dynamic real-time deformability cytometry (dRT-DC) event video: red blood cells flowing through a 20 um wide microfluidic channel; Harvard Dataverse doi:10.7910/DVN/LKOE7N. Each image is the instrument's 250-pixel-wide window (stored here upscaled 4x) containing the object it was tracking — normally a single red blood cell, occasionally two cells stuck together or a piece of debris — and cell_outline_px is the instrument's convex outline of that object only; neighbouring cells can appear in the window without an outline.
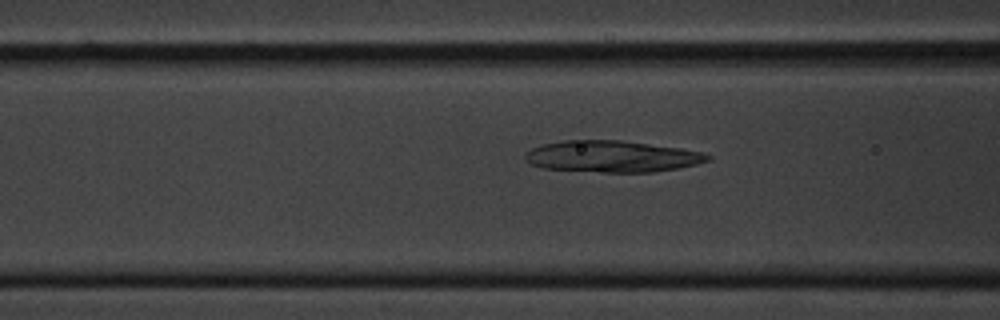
{"species": "common noctule bat (a hibernating species)", "species_latin": "Nyctalus noctula", "temperature_condition": "cold", "stored_images_in_passage": 36, "camera_frame_rate_fps": 3000, "um_per_image_px": 0.085, "animal": {"sex": "male", "body_mass_g": 20.1, "forearm_length_mm": 53.5}, "frame": {"image": 1, "passage_image": 19, "time_ms": 6.0, "image_size_px": [1000, 320], "cell_outline_px": [[712, 160], [696, 164], [676, 168], [652, 172], [600, 172], [544, 168], [532, 164], [524, 156], [532, 148], [544, 144], [564, 140], [620, 140], [680, 148], [704, 152], [712, 156]], "centroid_in_image_um": [52.07, 13.29], "position_along_channel_um": 114.5, "area_um2": 33.29}}
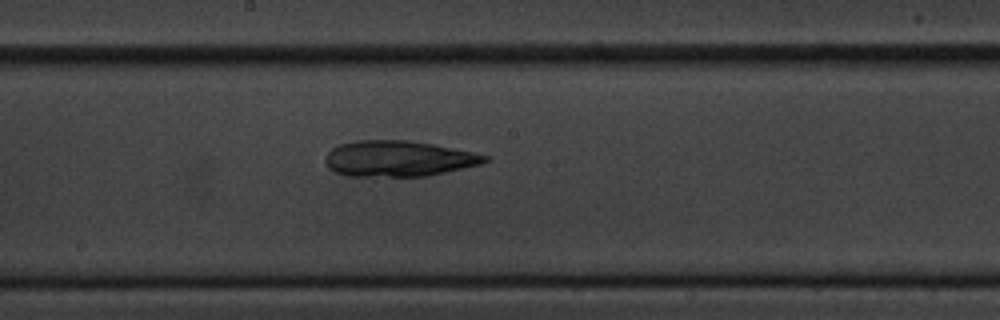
{"frame": {"image": 2, "passage_image": 28, "time_ms": 9.0, "image_size_px": [1000, 320], "cell_outline_px": [[488, 160], [480, 164], [428, 176], [348, 176], [336, 172], [328, 168], [324, 160], [324, 156], [332, 148], [340, 144], [356, 140], [408, 140], [432, 144], [472, 152], [488, 156]], "centroid_in_image_um": [33.81, 13.48], "position_along_channel_um": 214.4, "area_um2": 33.18}}
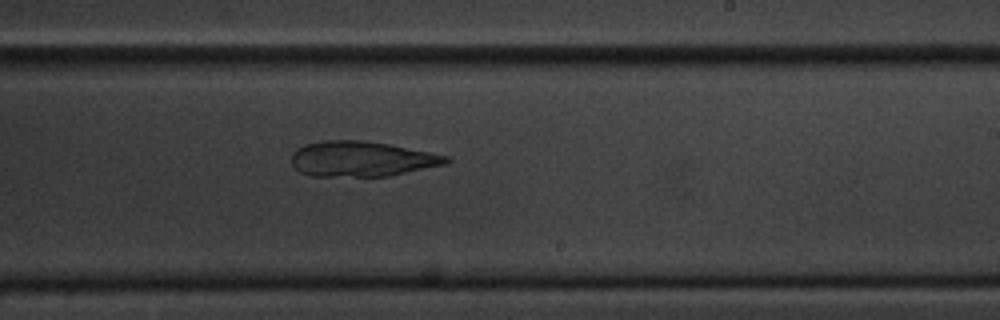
{"frame": {"image": 3, "passage_image": 32, "time_ms": 10.333, "image_size_px": [1000, 320], "cell_outline_px": [[452, 160], [448, 164], [388, 176], [312, 176], [300, 172], [292, 164], [292, 152], [296, 148], [304, 144], [324, 140], [360, 140], [388, 144], [448, 156]], "centroid_in_image_um": [30.73, 13.51], "position_along_channel_um": 258.3, "area_um2": 31.79}}